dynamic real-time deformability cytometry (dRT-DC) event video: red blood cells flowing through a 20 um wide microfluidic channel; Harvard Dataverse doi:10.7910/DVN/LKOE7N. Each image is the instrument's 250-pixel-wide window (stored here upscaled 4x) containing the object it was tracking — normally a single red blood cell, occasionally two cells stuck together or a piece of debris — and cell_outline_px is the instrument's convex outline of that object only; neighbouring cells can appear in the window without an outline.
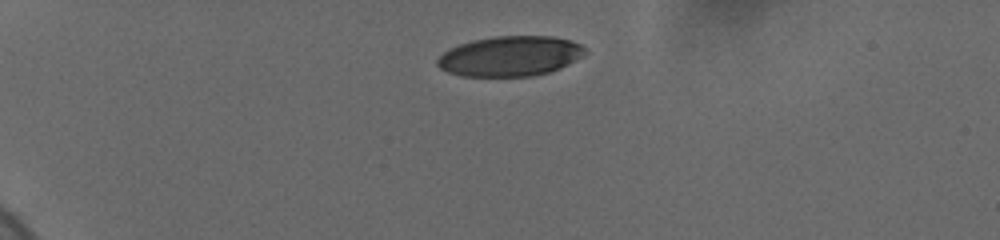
{"species": "human", "species_latin": "Homo sapiens", "temperature_condition": "cold", "stored_images_in_passage": 57, "camera_frame_rate_fps": 3000, "um_per_image_px": 0.085, "donor": {"sex": "female"}, "frame": {"image": 1, "passage_image": 1, "time_ms": 0.0, "image_size_px": [1000, 240], "cell_outline_px": [[588, 52], [560, 68], [548, 72], [532, 76], [460, 76], [448, 72], [440, 68], [436, 64], [436, 60], [448, 48], [472, 40], [492, 36], [552, 36], [572, 40], [580, 44]], "centroid_in_image_um": [43.34, 4.76], "position_along_channel_um": 41.7, "area_um2": 34.56}}
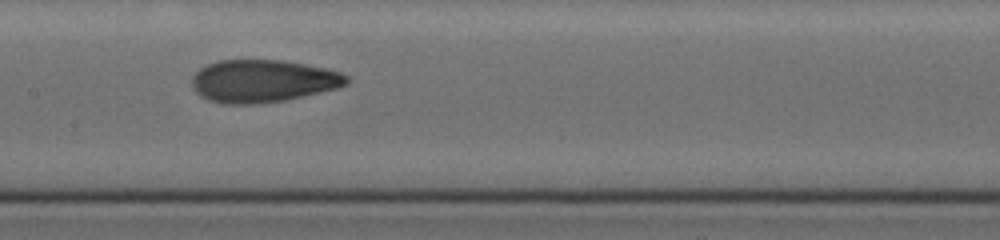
{"frame": {"image": 2, "passage_image": 32, "time_ms": 5.667, "image_size_px": [1000, 240], "cell_outline_px": [[348, 84], [336, 88], [284, 100], [252, 104], [220, 104], [208, 100], [200, 96], [192, 88], [192, 76], [200, 68], [216, 60], [284, 60], [324, 68], [340, 72], [348, 76]], "centroid_in_image_um": [22.29, 6.88], "position_along_channel_um": 185.1, "area_um2": 38.32}}
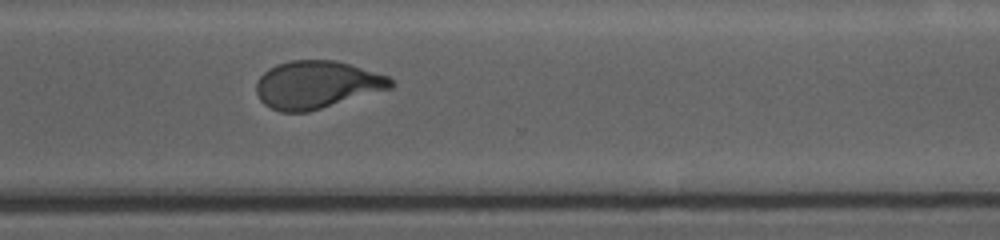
{"frame": {"image": 3, "passage_image": 56, "time_ms": 10.0, "image_size_px": [1000, 240], "cell_outline_px": [[396, 84], [392, 88], [308, 112], [280, 112], [264, 104], [260, 100], [256, 92], [256, 84], [260, 76], [268, 68], [276, 64], [292, 60], [336, 60], [388, 76]], "centroid_in_image_um": [26.91, 7.2], "position_along_channel_um": 343.7, "area_um2": 37.34}}